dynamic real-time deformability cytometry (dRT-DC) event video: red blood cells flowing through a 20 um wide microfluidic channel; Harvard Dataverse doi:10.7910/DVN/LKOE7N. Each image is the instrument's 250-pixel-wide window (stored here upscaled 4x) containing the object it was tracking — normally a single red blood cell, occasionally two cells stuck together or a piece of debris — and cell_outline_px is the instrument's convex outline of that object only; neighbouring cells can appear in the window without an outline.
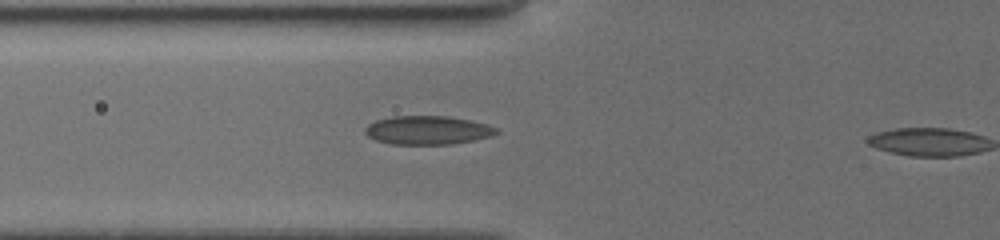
{"species": "common noctule bat (a hibernating species)", "species_latin": "Nyctalus noctula", "temperature_condition": "cold", "stored_images_in_passage": 3, "camera_frame_rate_fps": 3000, "um_per_image_px": 0.085, "animal": {"sex": "female", "body_mass_g": 19.5, "forearm_length_mm": 54.1}, "frame": {"image": 1, "passage_image": 2, "time_ms": 0.333, "image_size_px": [1000, 240], "cell_outline_px": [[500, 132], [492, 136], [452, 144], [392, 144], [376, 140], [368, 136], [364, 132], [364, 128], [368, 124], [376, 120], [392, 116], [448, 116], [488, 124], [496, 128]], "centroid_in_image_um": [36.34, 11.06], "position_along_channel_um": 89.5, "area_um2": 21.91}}